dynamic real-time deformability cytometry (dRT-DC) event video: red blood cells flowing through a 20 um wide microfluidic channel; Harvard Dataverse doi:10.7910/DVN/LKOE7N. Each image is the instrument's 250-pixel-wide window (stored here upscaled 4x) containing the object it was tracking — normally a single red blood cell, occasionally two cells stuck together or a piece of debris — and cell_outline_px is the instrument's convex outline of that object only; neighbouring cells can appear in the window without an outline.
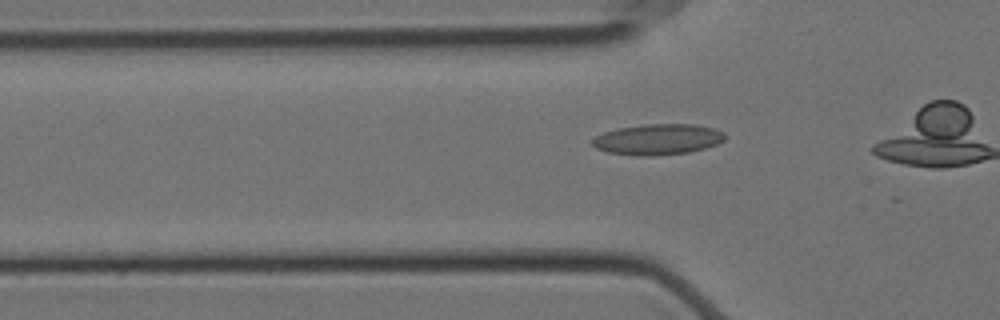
{"species": "Egyptian fruit bat (a non-hibernating species)", "species_latin": "Rousettus aegyptiacus", "temperature_condition": "cold", "stored_images_in_passage": 40, "camera_frame_rate_fps": 3000, "um_per_image_px": 0.085, "animal": {"sex": "female"}, "frame": {"image": 1, "passage_image": 14, "time_ms": 4.333, "image_size_px": [1000, 320], "cell_outline_px": [[724, 140], [716, 144], [704, 148], [688, 152], [652, 156], [636, 156], [608, 152], [596, 148], [592, 144], [592, 140], [596, 136], [604, 132], [616, 128], [644, 124], [696, 124], [716, 128], [724, 132]], "centroid_in_image_um": [55.91, 11.84], "position_along_channel_um": 69.9, "area_um2": 23.87}}
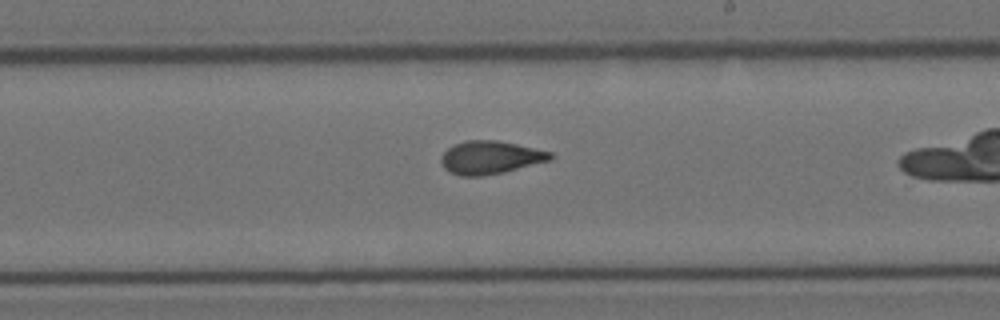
{"frame": {"image": 2, "passage_image": 29, "time_ms": 9.333, "image_size_px": [1000, 320], "cell_outline_px": [[552, 160], [504, 172], [480, 176], [460, 176], [448, 172], [444, 168], [440, 160], [440, 156], [448, 148], [456, 144], [468, 140], [496, 140], [516, 144], [552, 152]], "centroid_in_image_um": [41.66, 13.39], "position_along_channel_um": 247.3, "area_um2": 21.04}}
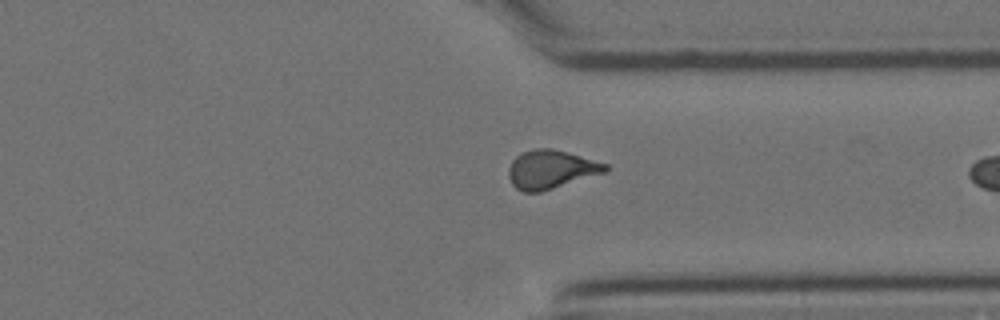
{"frame": {"image": 3, "passage_image": 39, "time_ms": 12.667, "image_size_px": [1000, 320], "cell_outline_px": [[608, 172], [540, 192], [524, 192], [516, 188], [512, 184], [508, 176], [508, 168], [512, 160], [516, 156], [524, 152], [536, 148], [552, 148], [608, 164]], "centroid_in_image_um": [46.83, 14.41], "position_along_channel_um": 364.6, "area_um2": 21.73}}